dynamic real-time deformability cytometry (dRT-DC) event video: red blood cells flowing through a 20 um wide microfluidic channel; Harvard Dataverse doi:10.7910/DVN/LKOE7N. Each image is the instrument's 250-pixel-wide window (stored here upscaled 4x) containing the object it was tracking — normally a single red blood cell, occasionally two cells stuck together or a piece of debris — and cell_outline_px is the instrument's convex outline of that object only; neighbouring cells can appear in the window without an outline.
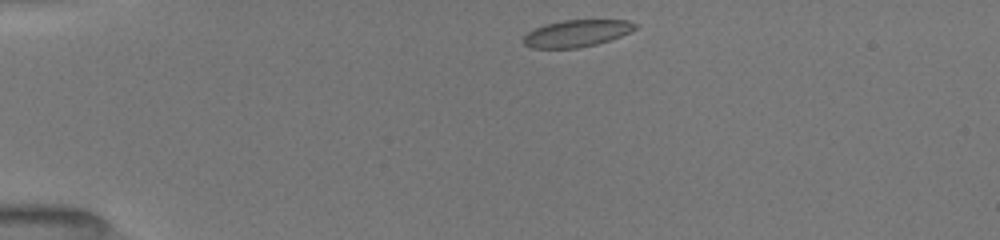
{"species": "common noctule bat (a hibernating species)", "species_latin": "Nyctalus noctula", "temperature_condition": "room temperature", "stored_images_in_passage": 3, "camera_frame_rate_fps": 3000, "um_per_image_px": 0.085, "animal": {"sex": "female", "body_mass_g": 19.5, "forearm_length_mm": 54.1}, "frame": {"image": 1, "passage_image": 1, "time_ms": 0.0, "image_size_px": [1000, 240], "cell_outline_px": [[636, 28], [620, 36], [596, 44], [576, 48], [532, 48], [524, 44], [524, 36], [528, 32], [544, 24], [564, 20], [628, 20], [636, 24]], "centroid_in_image_um": [48.99, 2.83], "position_along_channel_um": 36.0, "area_um2": 17.28}}